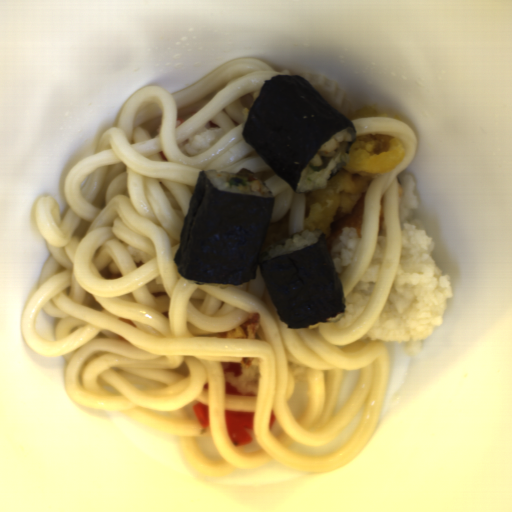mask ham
<instances>
[{"instance_id":"1","label":"ham","mask_w":512,"mask_h":512,"mask_svg":"<svg viewBox=\"0 0 512 512\" xmlns=\"http://www.w3.org/2000/svg\"><path fill=\"white\" fill-rule=\"evenodd\" d=\"M260 190H261L260 182H258L257 180H254V182L251 184V191L256 193Z\"/></svg>"}]
</instances>
